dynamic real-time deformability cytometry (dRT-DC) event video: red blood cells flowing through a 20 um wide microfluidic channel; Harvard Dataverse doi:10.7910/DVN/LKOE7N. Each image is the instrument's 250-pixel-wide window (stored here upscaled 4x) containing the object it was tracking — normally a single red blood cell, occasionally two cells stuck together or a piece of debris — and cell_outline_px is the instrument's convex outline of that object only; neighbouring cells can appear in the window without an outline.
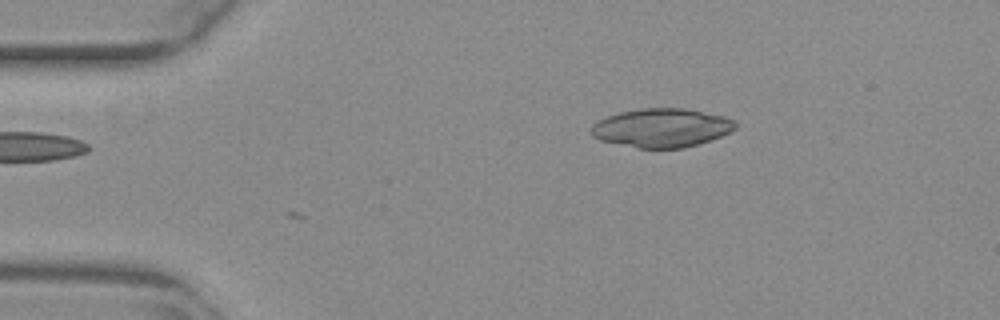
{"species": "common noctule bat (a hibernating species)", "species_latin": "Nyctalus noctula", "temperature_condition": "warm", "stored_images_in_passage": 4, "camera_frame_rate_fps": 3000, "um_per_image_px": 0.085, "animal": {"sex": "female", "body_mass_g": 29.2, "forearm_length_mm": 56.3}, "frame": {"image": 1, "passage_image": 4, "time_ms": 1.0, "image_size_px": [1000, 320], "cell_outline_px": [[736, 128], [732, 132], [684, 148], [640, 148], [600, 140], [592, 136], [592, 124], [608, 116], [620, 112], [640, 108], [684, 108], [724, 116], [732, 120], [736, 124]], "centroid_in_image_um": [56.24, 10.86], "position_along_channel_um": 28.8, "area_um2": 32.25}}